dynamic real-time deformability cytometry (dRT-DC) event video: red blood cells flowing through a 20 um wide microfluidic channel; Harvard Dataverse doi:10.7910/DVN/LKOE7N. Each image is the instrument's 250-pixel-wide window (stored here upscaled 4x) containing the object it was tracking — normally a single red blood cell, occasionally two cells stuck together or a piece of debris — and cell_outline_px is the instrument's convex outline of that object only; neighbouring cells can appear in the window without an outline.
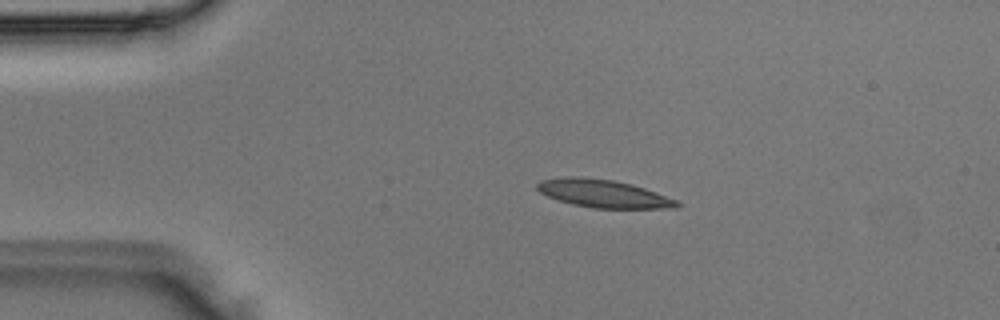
{"species": "Egyptian fruit bat (a non-hibernating species)", "species_latin": "Rousettus aegyptiacus", "temperature_condition": "room temperature", "stored_images_in_passage": 3, "camera_frame_rate_fps": 3000, "um_per_image_px": 0.085, "animal": {"sex": "male"}, "frame": {"image": 1, "passage_image": 2, "time_ms": 0.333, "image_size_px": [1000, 320], "cell_outline_px": [[680, 204], [676, 208], [592, 208], [572, 204], [548, 196], [540, 192], [536, 188], [536, 184], [540, 180], [568, 176], [572, 176], [612, 180], [644, 188], [680, 200]], "centroid_in_image_um": [51.3, 16.46], "position_along_channel_um": 33.7, "area_um2": 22.54}}